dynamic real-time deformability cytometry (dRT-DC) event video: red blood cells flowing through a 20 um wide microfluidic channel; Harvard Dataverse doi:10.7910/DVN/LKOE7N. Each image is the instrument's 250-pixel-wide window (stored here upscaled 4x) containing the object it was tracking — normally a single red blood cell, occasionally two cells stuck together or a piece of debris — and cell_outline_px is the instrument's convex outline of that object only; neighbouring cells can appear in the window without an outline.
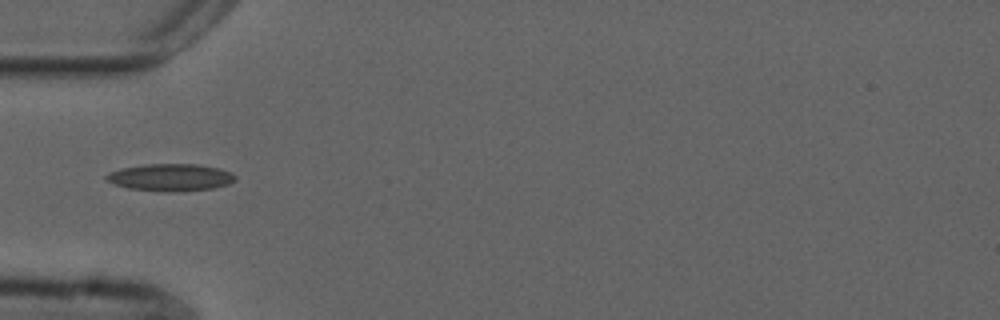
{"species": "common noctule bat (a hibernating species)", "species_latin": "Nyctalus noctula", "temperature_condition": "cold", "stored_images_in_passage": 37, "camera_frame_rate_fps": 3000, "um_per_image_px": 0.085, "animal": {"sex": "male", "forearm_length_mm": 52.5}, "frame": {"image": 1, "passage_image": 1, "time_ms": 0.0, "image_size_px": [1000, 320], "cell_outline_px": [[236, 180], [228, 184], [212, 188], [176, 192], [164, 192], [128, 188], [116, 184], [108, 180], [104, 176], [108, 172], [120, 168], [144, 164], [196, 164], [220, 168], [232, 172], [236, 176]], "centroid_in_image_um": [14.51, 15.07], "position_along_channel_um": 70.5, "area_um2": 20.58}, "authors_computed_cell_mechanics": {"area_um2": 17.629, "velocity_mm_per_s": 3.7622, "shape_relaxation_time_tau1_ms": null, "shape_relaxation_time_tau2_ms": 4.3868, "deformation_change_tau1": null, "deformation_change_tau2": 0.1557}}